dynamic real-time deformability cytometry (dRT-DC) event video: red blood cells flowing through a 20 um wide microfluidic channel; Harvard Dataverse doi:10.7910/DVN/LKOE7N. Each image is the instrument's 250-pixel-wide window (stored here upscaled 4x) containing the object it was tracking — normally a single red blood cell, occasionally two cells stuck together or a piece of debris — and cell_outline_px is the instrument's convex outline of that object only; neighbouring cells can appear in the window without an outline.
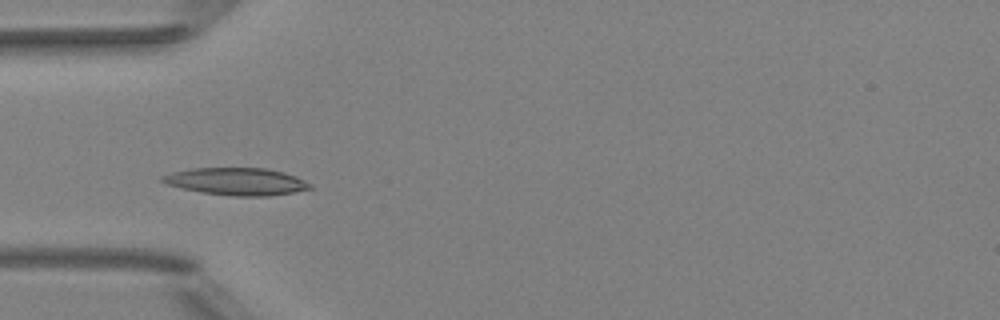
{"species": "Egyptian fruit bat (a non-hibernating species)", "species_latin": "Rousettus aegyptiacus", "temperature_condition": "room temperature", "stored_images_in_passage": 39, "camera_frame_rate_fps": 3000, "um_per_image_px": 0.085, "animal": {"sex": "female"}, "frame": {"image": 1, "passage_image": 4, "time_ms": 1.0, "image_size_px": [1000, 320], "cell_outline_px": [[312, 188], [296, 192], [268, 196], [232, 196], [204, 192], [184, 188], [168, 184], [160, 180], [160, 176], [172, 172], [192, 168], [264, 168], [284, 172], [296, 176], [312, 184]], "centroid_in_image_um": [20.15, 15.42], "position_along_channel_um": 64.9, "area_um2": 23.41}}
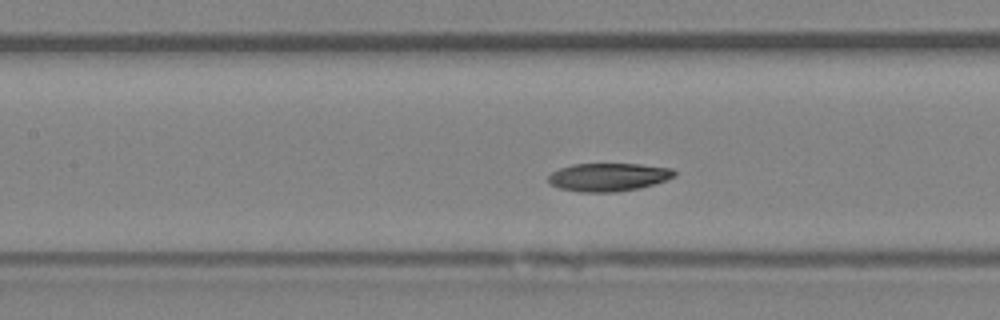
{"frame": {"image": 2, "passage_image": 11, "time_ms": 3.333, "image_size_px": [1000, 320], "cell_outline_px": [[676, 176], [640, 188], [616, 192], [580, 192], [560, 188], [548, 184], [548, 176], [552, 172], [560, 168], [572, 164], [640, 164], [672, 168], [676, 172]], "centroid_in_image_um": [51.69, 15.05], "position_along_channel_um": 155.7, "area_um2": 20.69}}
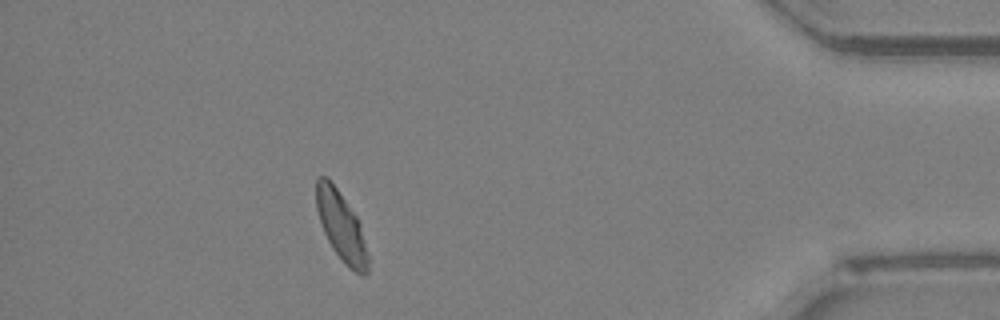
{"frame": {"image": 3, "passage_image": 34, "time_ms": 11.0, "image_size_px": [1000, 320], "cell_outline_px": [[368, 272], [364, 276], [360, 276], [348, 268], [344, 264], [332, 248], [324, 232], [316, 208], [316, 180], [320, 176], [328, 176], [356, 216], [360, 224], [368, 256]], "centroid_in_image_um": [29.0, 19.27], "position_along_channel_um": 406.2, "area_um2": 20.75}, "authors_computed_cell_mechanics": {"area_um2": 21.3282, "velocity_mm_per_s": 3.936, "shape_relaxation_time_tau1_ms": 6.6548, "shape_relaxation_time_tau2_ms": 1.9137, "deformation_change_tau1": 0.1814, "deformation_change_tau2": 0.0599}}